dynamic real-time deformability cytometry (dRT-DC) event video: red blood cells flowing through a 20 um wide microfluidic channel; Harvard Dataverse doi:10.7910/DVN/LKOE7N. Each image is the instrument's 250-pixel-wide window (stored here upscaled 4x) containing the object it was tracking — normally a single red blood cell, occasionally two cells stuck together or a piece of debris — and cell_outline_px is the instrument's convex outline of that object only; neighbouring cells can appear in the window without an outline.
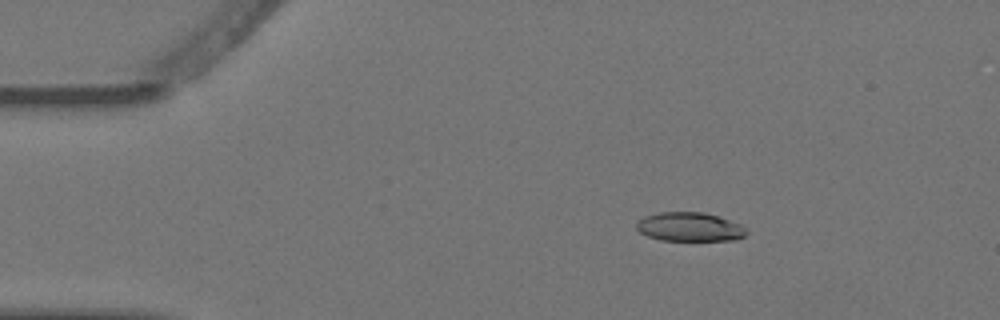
{"species": "Egyptian fruit bat (a non-hibernating species)", "species_latin": "Rousettus aegyptiacus", "temperature_condition": "warm", "stored_images_in_passage": 4, "camera_frame_rate_fps": 3000, "um_per_image_px": 0.085, "animal": {"sex": "female"}, "frame": {"image": 1, "passage_image": 2, "time_ms": 0.333, "image_size_px": [1000, 320], "cell_outline_px": [[748, 232], [744, 236], [736, 240], [660, 240], [648, 236], [640, 232], [636, 228], [636, 224], [644, 216], [660, 212], [704, 212], [740, 224], [748, 228]], "centroid_in_image_um": [58.64, 19.29], "position_along_channel_um": 26.4, "area_um2": 18.5}}